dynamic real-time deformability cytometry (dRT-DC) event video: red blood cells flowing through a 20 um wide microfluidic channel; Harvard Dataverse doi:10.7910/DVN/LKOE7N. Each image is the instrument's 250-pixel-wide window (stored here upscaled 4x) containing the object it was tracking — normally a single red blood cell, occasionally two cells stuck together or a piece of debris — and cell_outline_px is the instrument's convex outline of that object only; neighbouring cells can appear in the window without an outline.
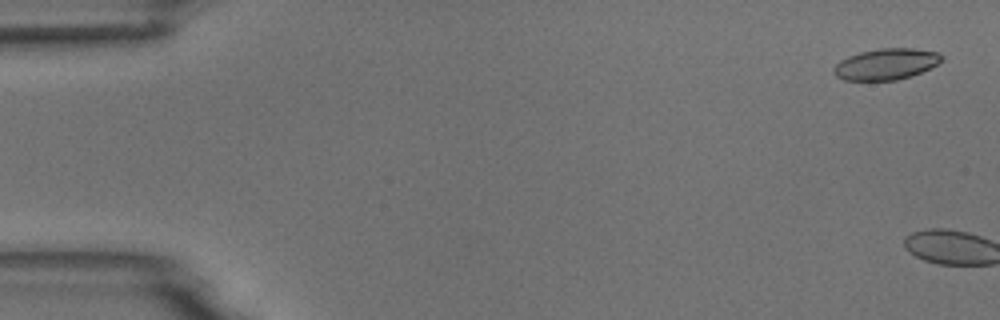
{"species": "common noctule bat (a hibernating species)", "species_latin": "Nyctalus noctula", "temperature_condition": "room temperature", "stored_images_in_passage": 6, "camera_frame_rate_fps": 3000, "um_per_image_px": 0.085, "animal": {"sex": "male", "body_mass_g": 18.8}, "frame": {"image": 1, "passage_image": 1, "time_ms": 0.0, "image_size_px": [1000, 320], "cell_outline_px": [[944, 60], [912, 76], [896, 80], [844, 80], [836, 76], [832, 72], [832, 68], [840, 60], [848, 56], [860, 52], [880, 48], [912, 48], [940, 52], [944, 56]], "centroid_in_image_um": [75.31, 5.44], "position_along_channel_um": 9.7, "area_um2": 19.71}}